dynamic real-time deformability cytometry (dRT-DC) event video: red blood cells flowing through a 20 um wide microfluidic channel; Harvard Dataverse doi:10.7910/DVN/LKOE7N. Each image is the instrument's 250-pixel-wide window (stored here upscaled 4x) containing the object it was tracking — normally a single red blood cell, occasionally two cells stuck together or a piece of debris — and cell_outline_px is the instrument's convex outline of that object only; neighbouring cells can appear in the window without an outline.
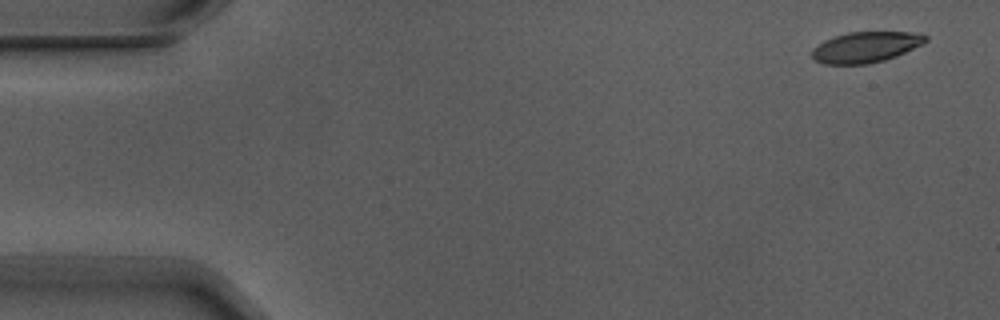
{"species": "Egyptian fruit bat (a non-hibernating species)", "species_latin": "Rousettus aegyptiacus", "temperature_condition": "warm", "stored_images_in_passage": 4, "camera_frame_rate_fps": 3000, "um_per_image_px": 0.085, "animal": {"sex": "male"}, "frame": {"image": 1, "passage_image": 1, "time_ms": 0.0, "image_size_px": [1000, 320], "cell_outline_px": [[928, 40], [924, 44], [896, 56], [884, 60], [868, 64], [824, 64], [812, 60], [812, 48], [824, 40], [832, 36], [848, 32], [912, 32], [928, 36]], "centroid_in_image_um": [73.57, 4.0], "position_along_channel_um": 11.4, "area_um2": 20.58}}
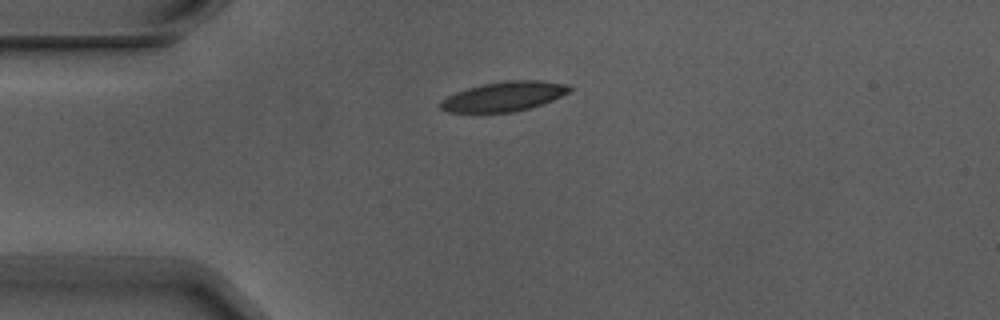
{"frame": {"image": 2, "passage_image": 3, "time_ms": 0.667, "image_size_px": [1000, 320], "cell_outline_px": [[572, 88], [568, 92], [552, 100], [528, 108], [512, 112], [448, 112], [440, 108], [440, 100], [456, 92], [468, 88], [484, 84], [508, 80], [540, 80], [568, 84]], "centroid_in_image_um": [42.83, 8.19], "position_along_channel_um": 42.2, "area_um2": 21.96}}